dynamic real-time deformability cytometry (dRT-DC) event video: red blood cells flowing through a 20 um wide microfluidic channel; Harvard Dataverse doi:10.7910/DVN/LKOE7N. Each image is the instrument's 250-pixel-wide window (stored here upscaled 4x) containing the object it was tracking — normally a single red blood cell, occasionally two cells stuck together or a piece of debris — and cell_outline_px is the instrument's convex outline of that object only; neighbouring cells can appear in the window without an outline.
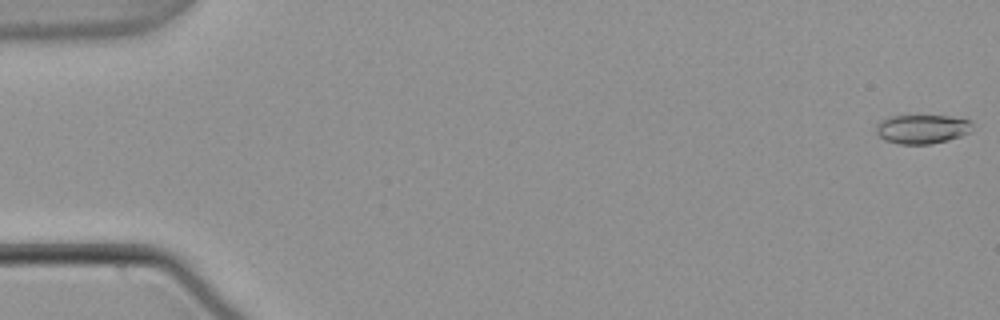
{"species": "common noctule bat (a hibernating species)", "species_latin": "Nyctalus noctula", "temperature_condition": "warm", "stored_images_in_passage": 55, "camera_frame_rate_fps": 3000, "um_per_image_px": 0.085, "animal": {"sex": "male", "body_mass_g": 21.5, "forearm_length_mm": 52.0}, "frame": {"image": 1, "passage_image": 1, "time_ms": 0.0, "image_size_px": [1000, 320], "cell_outline_px": [[972, 132], [948, 140], [932, 144], [900, 144], [884, 140], [876, 132], [876, 124], [880, 120], [892, 116], [948, 116], [972, 120]], "centroid_in_image_um": [78.4, 10.97], "position_along_channel_um": 6.6, "area_um2": 16.42}}
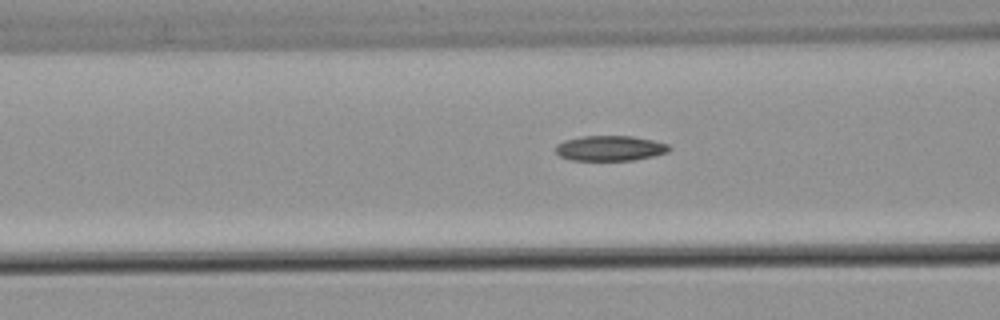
{"frame": {"image": 2, "passage_image": 22, "time_ms": 7.0, "image_size_px": [1000, 320], "cell_outline_px": [[672, 148], [668, 152], [652, 156], [632, 160], [572, 160], [560, 156], [556, 152], [556, 144], [564, 140], [584, 136], [632, 136], [652, 140], [668, 144]], "centroid_in_image_um": [51.85, 12.59], "position_along_channel_um": 114.7, "area_um2": 16.59}}
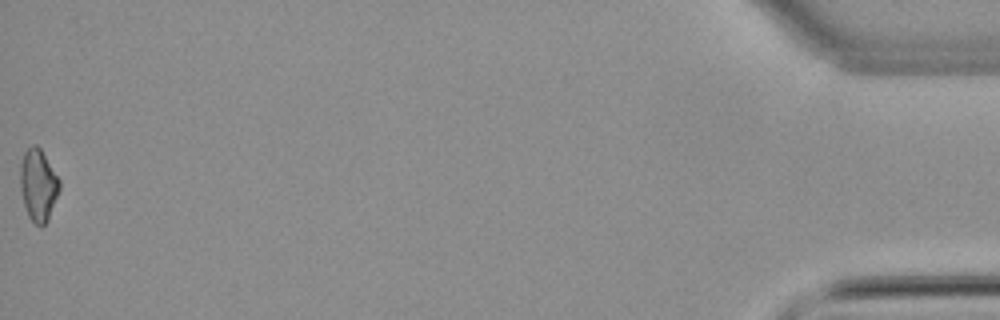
{"frame": {"image": 3, "passage_image": 55, "time_ms": 18.0, "image_size_px": [1000, 320], "cell_outline_px": [[60, 188], [48, 220], [40, 228], [28, 216], [24, 204], [20, 188], [20, 164], [24, 152], [32, 144], [36, 144], [40, 148], [60, 180]], "centroid_in_image_um": [3.24, 15.72], "position_along_channel_um": 432.0, "area_um2": 16.42}, "authors_computed_cell_mechanics": {"area_um2": 16.473, "velocity_mm_per_s": 3.8006, "shape_relaxation_time_tau1_ms": null, "shape_relaxation_time_tau2_ms": 7.2211, "deformation_change_tau1": null, "deformation_change_tau2": 0.1549}}